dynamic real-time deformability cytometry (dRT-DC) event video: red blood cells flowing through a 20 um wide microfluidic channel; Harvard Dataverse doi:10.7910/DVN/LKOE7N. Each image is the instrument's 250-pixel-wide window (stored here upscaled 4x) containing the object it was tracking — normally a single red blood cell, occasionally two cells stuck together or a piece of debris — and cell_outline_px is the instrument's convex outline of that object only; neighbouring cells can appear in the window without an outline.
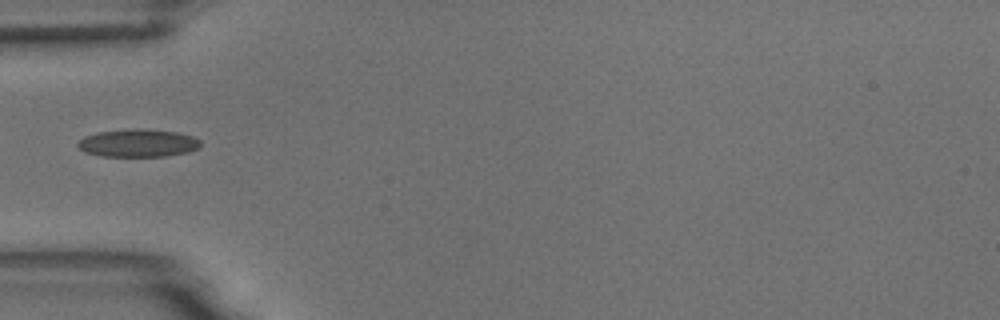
{"species": "common noctule bat (a hibernating species)", "species_latin": "Nyctalus noctula", "temperature_condition": "room temperature", "stored_images_in_passage": 2, "camera_frame_rate_fps": 3000, "um_per_image_px": 0.085, "animal": {"sex": "male", "body_mass_g": 18.8}, "frame": {"image": 1, "passage_image": 2, "time_ms": 2.0, "image_size_px": [1000, 320], "cell_outline_px": [[200, 148], [188, 152], [164, 156], [100, 156], [84, 152], [76, 144], [84, 136], [96, 132], [136, 128], [140, 128], [176, 132], [192, 136], [200, 140]], "centroid_in_image_um": [11.72, 12.16], "position_along_channel_um": 73.3, "area_um2": 19.94}}